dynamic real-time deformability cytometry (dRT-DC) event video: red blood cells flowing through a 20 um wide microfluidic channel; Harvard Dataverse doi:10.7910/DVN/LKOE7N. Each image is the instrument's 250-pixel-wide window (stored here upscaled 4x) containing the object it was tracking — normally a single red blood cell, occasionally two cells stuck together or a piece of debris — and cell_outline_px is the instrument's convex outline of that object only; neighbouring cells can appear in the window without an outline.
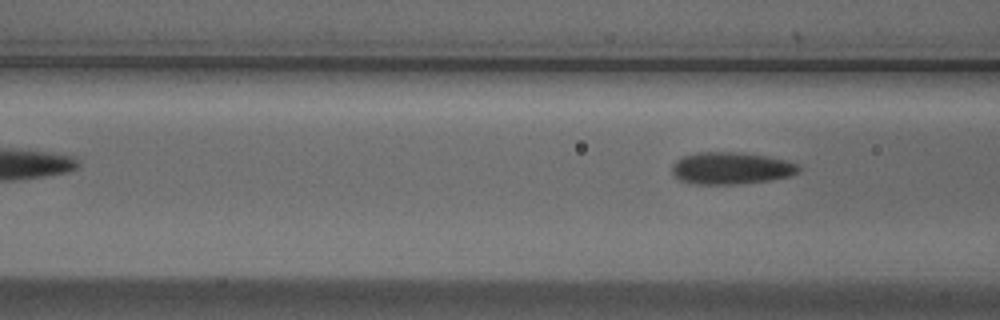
{"species": "Egyptian fruit bat (a non-hibernating species)", "species_latin": "Rousettus aegyptiacus", "temperature_condition": "cold", "stored_images_in_passage": 5, "camera_frame_rate_fps": 3000, "um_per_image_px": 0.085, "animal": {"sex": "male"}, "frame": {"image": 1, "passage_image": 5, "time_ms": 1.333, "image_size_px": [1000, 320], "cell_outline_px": [[800, 172], [788, 176], [768, 180], [736, 184], [696, 184], [680, 180], [672, 172], [672, 164], [676, 160], [684, 156], [696, 152], [740, 152], [768, 156], [784, 160], [796, 164], [800, 168]], "centroid_in_image_um": [62.12, 14.29], "position_along_channel_um": 104.5, "area_um2": 23.52}}